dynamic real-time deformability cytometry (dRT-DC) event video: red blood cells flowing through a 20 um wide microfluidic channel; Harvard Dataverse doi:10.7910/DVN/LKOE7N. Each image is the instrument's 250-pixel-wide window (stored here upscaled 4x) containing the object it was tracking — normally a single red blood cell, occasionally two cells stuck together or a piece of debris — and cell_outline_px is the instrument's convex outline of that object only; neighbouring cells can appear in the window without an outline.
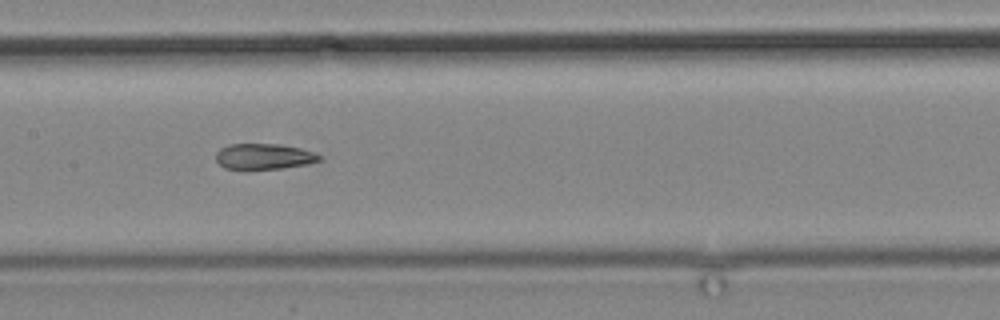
{"species": "common noctule bat (a hibernating species)", "species_latin": "Nyctalus noctula", "temperature_condition": "cold", "stored_images_in_passage": 14, "camera_frame_rate_fps": 3000, "um_per_image_px": 0.085, "animal": {"sex": "male", "body_mass_g": 19.2, "forearm_length_mm": 51.8}, "frame": {"image": 1, "passage_image": 12, "time_ms": 14.333, "image_size_px": [1000, 320], "cell_outline_px": [[320, 160], [308, 164], [280, 168], [224, 168], [216, 160], [216, 152], [220, 148], [228, 144], [280, 144], [300, 148], [312, 152], [320, 156]], "centroid_in_image_um": [22.41, 13.28], "position_along_channel_um": 185.0, "area_um2": 15.2}}
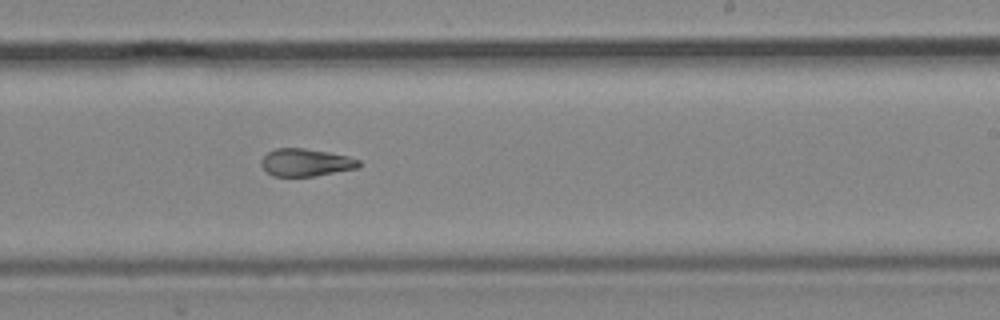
{"frame": {"image": 2, "passage_image": 14, "time_ms": 16.667, "image_size_px": [1000, 320], "cell_outline_px": [[360, 168], [312, 176], [272, 176], [260, 164], [260, 160], [268, 152], [276, 148], [304, 148], [328, 152], [348, 156], [360, 160]], "centroid_in_image_um": [26.0, 13.81], "position_along_channel_um": 263.0, "area_um2": 15.66}}